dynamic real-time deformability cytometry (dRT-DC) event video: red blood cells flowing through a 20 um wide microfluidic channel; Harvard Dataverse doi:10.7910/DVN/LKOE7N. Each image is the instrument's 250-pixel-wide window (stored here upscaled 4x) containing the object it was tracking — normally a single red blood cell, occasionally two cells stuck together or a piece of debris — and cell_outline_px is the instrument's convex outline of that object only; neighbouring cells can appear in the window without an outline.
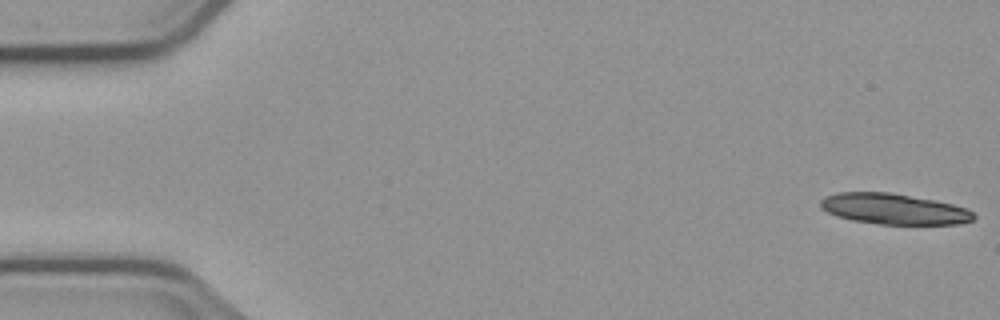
{"species": "common noctule bat (a hibernating species)", "species_latin": "Nyctalus noctula", "temperature_condition": "cold", "stored_images_in_passage": 4, "camera_frame_rate_fps": 3000, "um_per_image_px": 0.085, "animal": {"sex": "male", "body_mass_g": 23.1, "forearm_length_mm": 52.7}, "frame": {"image": 1, "passage_image": 1, "time_ms": 0.0, "image_size_px": [1000, 320], "cell_outline_px": [[976, 216], [972, 220], [960, 224], [880, 224], [852, 220], [836, 216], [820, 208], [820, 200], [824, 196], [836, 192], [888, 192], [936, 200], [968, 208]], "centroid_in_image_um": [75.96, 17.75], "position_along_channel_um": 9.0, "area_um2": 27.57}}